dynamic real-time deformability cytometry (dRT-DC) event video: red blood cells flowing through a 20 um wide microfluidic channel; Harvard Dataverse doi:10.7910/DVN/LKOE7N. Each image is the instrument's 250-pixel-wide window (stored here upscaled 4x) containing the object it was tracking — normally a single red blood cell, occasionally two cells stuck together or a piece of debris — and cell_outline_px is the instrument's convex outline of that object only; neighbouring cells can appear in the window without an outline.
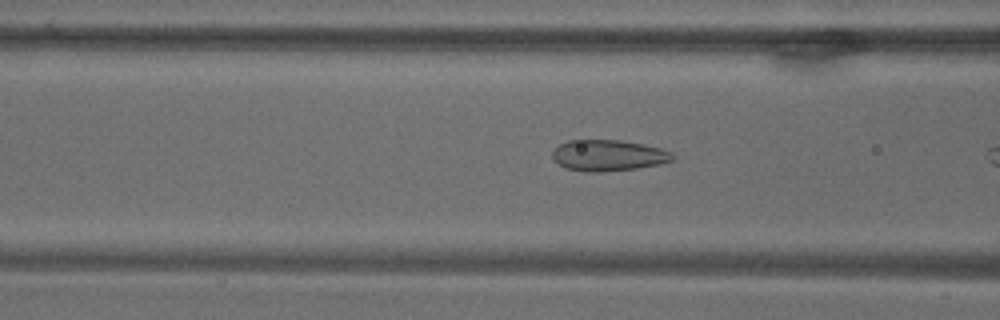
{"species": "common noctule bat (a hibernating species)", "species_latin": "Nyctalus noctula", "temperature_condition": "warm", "stored_images_in_passage": 12, "camera_frame_rate_fps": 3000, "um_per_image_px": 0.085, "animal": {"sex": "male", "body_mass_g": 18.8}, "frame": {"image": 1, "passage_image": 9, "time_ms": 2.667, "image_size_px": [1000, 320], "cell_outline_px": [[676, 156], [672, 160], [660, 164], [636, 168], [600, 172], [584, 172], [564, 168], [552, 156], [552, 152], [560, 144], [568, 140], [620, 140], [644, 144], [660, 148], [672, 152]], "centroid_in_image_um": [51.72, 13.21], "position_along_channel_um": 114.9, "area_um2": 21.79}}